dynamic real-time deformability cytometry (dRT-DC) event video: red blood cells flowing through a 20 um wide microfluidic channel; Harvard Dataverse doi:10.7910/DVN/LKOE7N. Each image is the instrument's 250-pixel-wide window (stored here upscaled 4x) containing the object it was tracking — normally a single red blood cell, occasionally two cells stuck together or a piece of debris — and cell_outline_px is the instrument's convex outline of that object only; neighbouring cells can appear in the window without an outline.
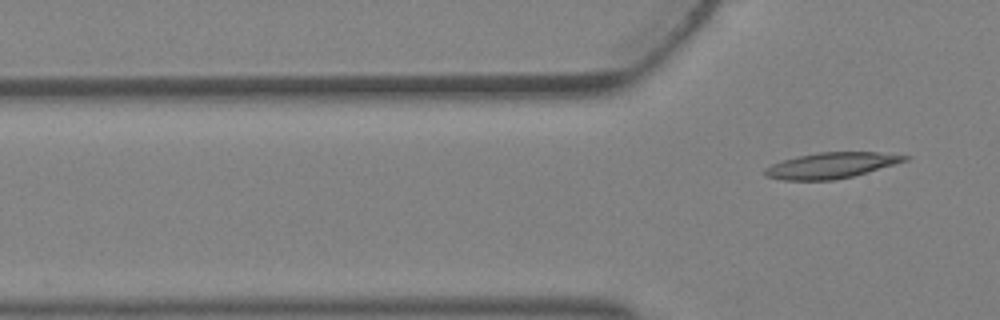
{"species": "Egyptian fruit bat (a non-hibernating species)", "species_latin": "Rousettus aegyptiacus", "temperature_condition": "warm", "stored_images_in_passage": 5, "camera_frame_rate_fps": 3000, "um_per_image_px": 0.085, "animal": {"sex": "female"}, "frame": {"image": 1, "passage_image": 5, "time_ms": 1.333, "image_size_px": [1000, 320], "cell_outline_px": [[912, 156], [908, 160], [896, 164], [852, 176], [832, 180], [784, 180], [768, 176], [764, 172], [764, 168], [772, 164], [784, 160], [800, 156], [820, 152], [876, 152]], "centroid_in_image_um": [70.69, 14.05], "position_along_channel_um": 55.1, "area_um2": 20.69}}